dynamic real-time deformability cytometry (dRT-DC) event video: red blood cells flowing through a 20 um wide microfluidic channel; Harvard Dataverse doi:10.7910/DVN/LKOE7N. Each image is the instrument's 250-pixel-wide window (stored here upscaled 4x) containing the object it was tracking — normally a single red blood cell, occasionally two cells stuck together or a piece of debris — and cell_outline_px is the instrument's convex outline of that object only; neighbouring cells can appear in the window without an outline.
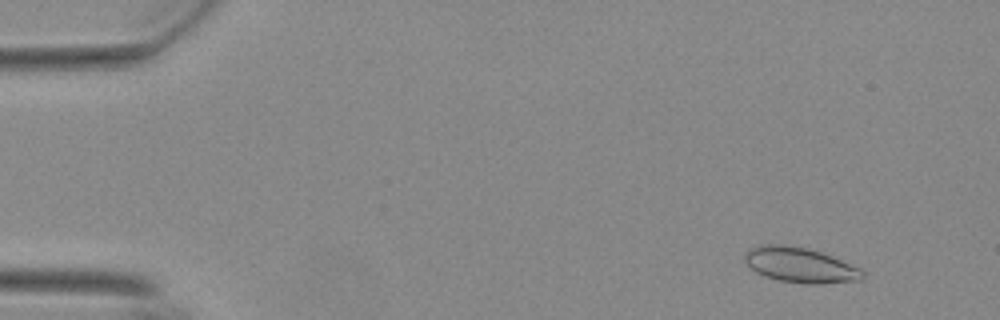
{"species": "Egyptian fruit bat (a non-hibernating species)", "species_latin": "Rousettus aegyptiacus", "temperature_condition": "warm", "stored_images_in_passage": 52, "segment_of_instrument_passage": [1, 2], "camera_frame_rate_fps": 3000, "um_per_image_px": 0.085, "animal": {"sex": "female"}, "frame": {"image": 1, "passage_image": 1, "time_ms": 0.0, "image_size_px": [1000, 320], "cell_outline_px": [[864, 276], [860, 280], [820, 284], [804, 284], [780, 280], [764, 276], [756, 272], [744, 260], [744, 256], [752, 248], [760, 244], [784, 244], [808, 248], [832, 256], [860, 268], [864, 272]], "centroid_in_image_um": [68.02, 22.53], "position_along_channel_um": 17.0, "area_um2": 24.04}}
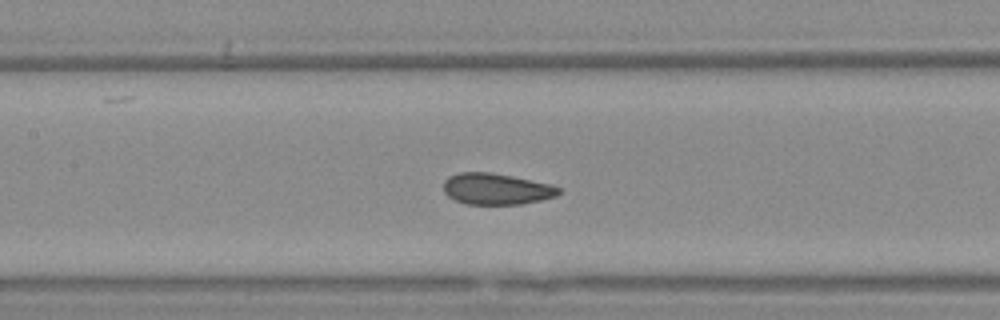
{"frame": {"image": 2, "passage_image": 22, "time_ms": 7.0, "image_size_px": [1000, 320], "cell_outline_px": [[560, 192], [556, 196], [540, 200], [520, 204], [468, 204], [456, 200], [448, 196], [444, 192], [444, 180], [448, 176], [460, 172], [488, 172], [512, 176], [552, 184], [560, 188]], "centroid_in_image_um": [42.18, 16.05], "position_along_channel_um": 165.2, "area_um2": 20.92}}
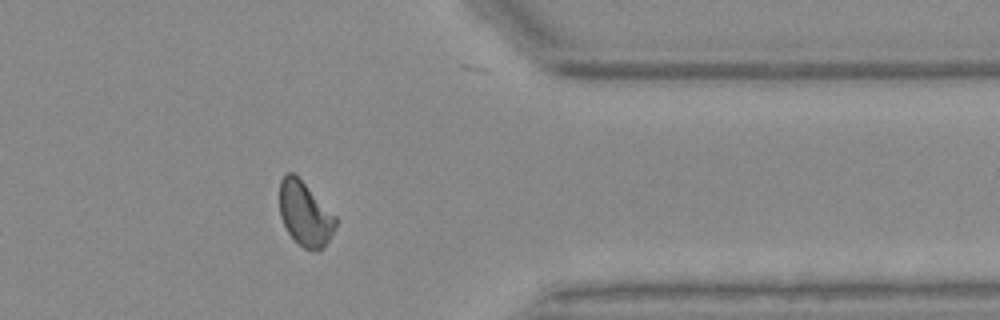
{"frame": {"image": 3, "passage_image": 41, "time_ms": 13.333, "image_size_px": [1000, 320], "cell_outline_px": [[336, 224], [328, 240], [320, 252], [316, 252], [304, 248], [288, 232], [280, 216], [280, 180], [288, 172], [292, 172], [336, 216]], "centroid_in_image_um": [25.92, 18.21], "position_along_channel_um": 385.5, "area_um2": 20.46}}